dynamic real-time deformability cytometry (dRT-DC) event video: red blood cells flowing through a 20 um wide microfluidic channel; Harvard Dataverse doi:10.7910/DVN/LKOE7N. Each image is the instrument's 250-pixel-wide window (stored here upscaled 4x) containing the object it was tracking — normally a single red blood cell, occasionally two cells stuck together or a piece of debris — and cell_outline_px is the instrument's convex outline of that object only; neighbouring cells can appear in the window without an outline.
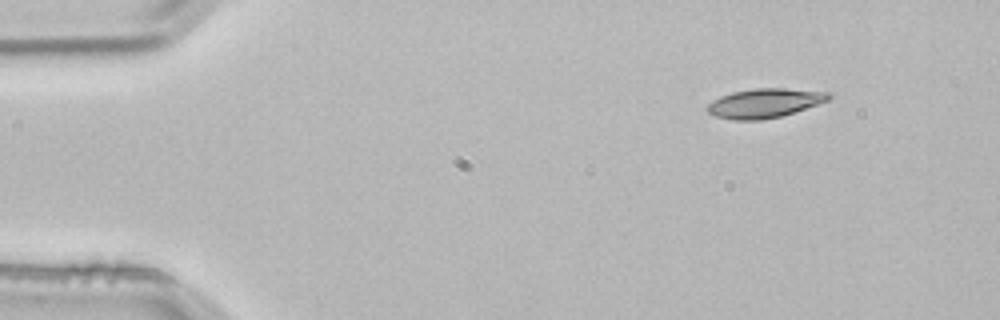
{"species": "common noctule bat (a hibernating species)", "species_latin": "Nyctalus noctula", "temperature_condition": "room temperature", "stored_images_in_passage": 3, "camera_frame_rate_fps": 3000, "um_per_image_px": 0.085, "animal": {"sex": "male", "body_mass_g": 21.5, "forearm_length_mm": 52.0}, "frame": {"image": 1, "passage_image": 1, "time_ms": 0.0, "image_size_px": [1000, 320], "cell_outline_px": [[832, 96], [828, 100], [780, 116], [760, 120], [732, 120], [716, 116], [708, 112], [704, 108], [708, 104], [720, 96], [732, 92], [756, 88], [784, 88], [828, 92]], "centroid_in_image_um": [64.93, 8.76], "position_along_channel_um": 20.1, "area_um2": 20.4}}
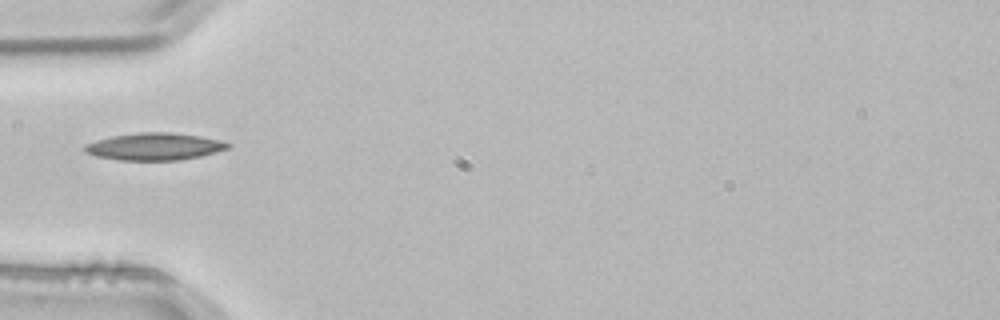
{"frame": {"image": 2, "passage_image": 3, "time_ms": 0.667, "image_size_px": [1000, 320], "cell_outline_px": [[232, 144], [228, 148], [216, 152], [200, 156], [180, 160], [120, 160], [96, 156], [84, 152], [84, 144], [96, 140], [112, 136], [140, 132], [172, 132], [200, 136], [220, 140]], "centroid_in_image_um": [13.12, 12.45], "position_along_channel_um": 71.9, "area_um2": 22.72}}